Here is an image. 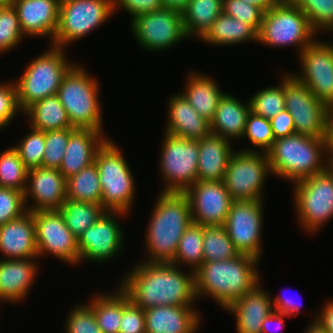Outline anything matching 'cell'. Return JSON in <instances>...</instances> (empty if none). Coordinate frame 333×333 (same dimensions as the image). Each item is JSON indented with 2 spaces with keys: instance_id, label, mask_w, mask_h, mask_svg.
<instances>
[{
  "instance_id": "cell-1",
  "label": "cell",
  "mask_w": 333,
  "mask_h": 333,
  "mask_svg": "<svg viewBox=\"0 0 333 333\" xmlns=\"http://www.w3.org/2000/svg\"><path fill=\"white\" fill-rule=\"evenodd\" d=\"M189 272L172 263L140 262L119 288L143 310L160 305L193 306L197 300L194 271Z\"/></svg>"
},
{
  "instance_id": "cell-2",
  "label": "cell",
  "mask_w": 333,
  "mask_h": 333,
  "mask_svg": "<svg viewBox=\"0 0 333 333\" xmlns=\"http://www.w3.org/2000/svg\"><path fill=\"white\" fill-rule=\"evenodd\" d=\"M192 223L189 199L184 192L161 191L145 237L149 263H171L178 243Z\"/></svg>"
},
{
  "instance_id": "cell-3",
  "label": "cell",
  "mask_w": 333,
  "mask_h": 333,
  "mask_svg": "<svg viewBox=\"0 0 333 333\" xmlns=\"http://www.w3.org/2000/svg\"><path fill=\"white\" fill-rule=\"evenodd\" d=\"M259 259L249 255L222 261H204L194 272L196 298L212 297L226 309L260 283Z\"/></svg>"
},
{
  "instance_id": "cell-4",
  "label": "cell",
  "mask_w": 333,
  "mask_h": 333,
  "mask_svg": "<svg viewBox=\"0 0 333 333\" xmlns=\"http://www.w3.org/2000/svg\"><path fill=\"white\" fill-rule=\"evenodd\" d=\"M266 154L272 174L293 183L328 168L329 156L323 138L294 133L274 140Z\"/></svg>"
},
{
  "instance_id": "cell-5",
  "label": "cell",
  "mask_w": 333,
  "mask_h": 333,
  "mask_svg": "<svg viewBox=\"0 0 333 333\" xmlns=\"http://www.w3.org/2000/svg\"><path fill=\"white\" fill-rule=\"evenodd\" d=\"M99 85L80 65L74 64L64 75L57 96L73 128L103 132Z\"/></svg>"
},
{
  "instance_id": "cell-6",
  "label": "cell",
  "mask_w": 333,
  "mask_h": 333,
  "mask_svg": "<svg viewBox=\"0 0 333 333\" xmlns=\"http://www.w3.org/2000/svg\"><path fill=\"white\" fill-rule=\"evenodd\" d=\"M64 50L51 45L48 51L32 59L22 76L15 81L17 103L22 113L33 103L57 95L64 75L73 66Z\"/></svg>"
},
{
  "instance_id": "cell-7",
  "label": "cell",
  "mask_w": 333,
  "mask_h": 333,
  "mask_svg": "<svg viewBox=\"0 0 333 333\" xmlns=\"http://www.w3.org/2000/svg\"><path fill=\"white\" fill-rule=\"evenodd\" d=\"M102 187L101 204L107 211L127 213L135 196V182L119 147L107 139L97 150L94 160Z\"/></svg>"
},
{
  "instance_id": "cell-8",
  "label": "cell",
  "mask_w": 333,
  "mask_h": 333,
  "mask_svg": "<svg viewBox=\"0 0 333 333\" xmlns=\"http://www.w3.org/2000/svg\"><path fill=\"white\" fill-rule=\"evenodd\" d=\"M315 35L306 14L294 3L283 0L264 13L258 42L273 47L297 44L300 54L316 39Z\"/></svg>"
},
{
  "instance_id": "cell-9",
  "label": "cell",
  "mask_w": 333,
  "mask_h": 333,
  "mask_svg": "<svg viewBox=\"0 0 333 333\" xmlns=\"http://www.w3.org/2000/svg\"><path fill=\"white\" fill-rule=\"evenodd\" d=\"M114 13L113 0H60L52 45L66 48L103 25Z\"/></svg>"
},
{
  "instance_id": "cell-10",
  "label": "cell",
  "mask_w": 333,
  "mask_h": 333,
  "mask_svg": "<svg viewBox=\"0 0 333 333\" xmlns=\"http://www.w3.org/2000/svg\"><path fill=\"white\" fill-rule=\"evenodd\" d=\"M293 184L297 218L306 232L314 234L333 218V173L327 168Z\"/></svg>"
},
{
  "instance_id": "cell-11",
  "label": "cell",
  "mask_w": 333,
  "mask_h": 333,
  "mask_svg": "<svg viewBox=\"0 0 333 333\" xmlns=\"http://www.w3.org/2000/svg\"><path fill=\"white\" fill-rule=\"evenodd\" d=\"M268 173L272 174L265 152L241 149L231 155L223 183L234 201H256L263 199Z\"/></svg>"
},
{
  "instance_id": "cell-12",
  "label": "cell",
  "mask_w": 333,
  "mask_h": 333,
  "mask_svg": "<svg viewBox=\"0 0 333 333\" xmlns=\"http://www.w3.org/2000/svg\"><path fill=\"white\" fill-rule=\"evenodd\" d=\"M161 150V191L184 192L197 181L199 141L165 133Z\"/></svg>"
},
{
  "instance_id": "cell-13",
  "label": "cell",
  "mask_w": 333,
  "mask_h": 333,
  "mask_svg": "<svg viewBox=\"0 0 333 333\" xmlns=\"http://www.w3.org/2000/svg\"><path fill=\"white\" fill-rule=\"evenodd\" d=\"M284 94L285 109L294 120L295 132L325 139L329 107L291 74L284 75Z\"/></svg>"
},
{
  "instance_id": "cell-14",
  "label": "cell",
  "mask_w": 333,
  "mask_h": 333,
  "mask_svg": "<svg viewBox=\"0 0 333 333\" xmlns=\"http://www.w3.org/2000/svg\"><path fill=\"white\" fill-rule=\"evenodd\" d=\"M131 30L143 49L155 52L171 48L188 38L181 12L167 7L136 15L131 20Z\"/></svg>"
},
{
  "instance_id": "cell-15",
  "label": "cell",
  "mask_w": 333,
  "mask_h": 333,
  "mask_svg": "<svg viewBox=\"0 0 333 333\" xmlns=\"http://www.w3.org/2000/svg\"><path fill=\"white\" fill-rule=\"evenodd\" d=\"M263 199L256 201H233L224 227L240 254L260 260L261 233L263 226Z\"/></svg>"
},
{
  "instance_id": "cell-16",
  "label": "cell",
  "mask_w": 333,
  "mask_h": 333,
  "mask_svg": "<svg viewBox=\"0 0 333 333\" xmlns=\"http://www.w3.org/2000/svg\"><path fill=\"white\" fill-rule=\"evenodd\" d=\"M302 73L291 74L304 84L316 98L333 107V46L329 42L314 40L299 54Z\"/></svg>"
},
{
  "instance_id": "cell-17",
  "label": "cell",
  "mask_w": 333,
  "mask_h": 333,
  "mask_svg": "<svg viewBox=\"0 0 333 333\" xmlns=\"http://www.w3.org/2000/svg\"><path fill=\"white\" fill-rule=\"evenodd\" d=\"M38 256L51 253L69 264L79 263L78 239L67 227L59 210L33 212Z\"/></svg>"
},
{
  "instance_id": "cell-18",
  "label": "cell",
  "mask_w": 333,
  "mask_h": 333,
  "mask_svg": "<svg viewBox=\"0 0 333 333\" xmlns=\"http://www.w3.org/2000/svg\"><path fill=\"white\" fill-rule=\"evenodd\" d=\"M126 214L128 213L106 211L77 238L79 263L85 259L92 260L91 262H106L121 252L124 246V233L116 219H118V215Z\"/></svg>"
},
{
  "instance_id": "cell-19",
  "label": "cell",
  "mask_w": 333,
  "mask_h": 333,
  "mask_svg": "<svg viewBox=\"0 0 333 333\" xmlns=\"http://www.w3.org/2000/svg\"><path fill=\"white\" fill-rule=\"evenodd\" d=\"M184 193L189 199L192 223L224 225L233 199L223 181H196Z\"/></svg>"
},
{
  "instance_id": "cell-20",
  "label": "cell",
  "mask_w": 333,
  "mask_h": 333,
  "mask_svg": "<svg viewBox=\"0 0 333 333\" xmlns=\"http://www.w3.org/2000/svg\"><path fill=\"white\" fill-rule=\"evenodd\" d=\"M33 198L32 206L27 204ZM67 199L66 179L55 168H31L27 172L24 202L27 211L59 210Z\"/></svg>"
},
{
  "instance_id": "cell-21",
  "label": "cell",
  "mask_w": 333,
  "mask_h": 333,
  "mask_svg": "<svg viewBox=\"0 0 333 333\" xmlns=\"http://www.w3.org/2000/svg\"><path fill=\"white\" fill-rule=\"evenodd\" d=\"M60 0H15L19 24L24 37L46 36L52 41L58 26Z\"/></svg>"
},
{
  "instance_id": "cell-22",
  "label": "cell",
  "mask_w": 333,
  "mask_h": 333,
  "mask_svg": "<svg viewBox=\"0 0 333 333\" xmlns=\"http://www.w3.org/2000/svg\"><path fill=\"white\" fill-rule=\"evenodd\" d=\"M0 252L4 259L38 258L33 212L0 226Z\"/></svg>"
},
{
  "instance_id": "cell-23",
  "label": "cell",
  "mask_w": 333,
  "mask_h": 333,
  "mask_svg": "<svg viewBox=\"0 0 333 333\" xmlns=\"http://www.w3.org/2000/svg\"><path fill=\"white\" fill-rule=\"evenodd\" d=\"M194 306L160 305L144 310L146 333H196L200 316Z\"/></svg>"
},
{
  "instance_id": "cell-24",
  "label": "cell",
  "mask_w": 333,
  "mask_h": 333,
  "mask_svg": "<svg viewBox=\"0 0 333 333\" xmlns=\"http://www.w3.org/2000/svg\"><path fill=\"white\" fill-rule=\"evenodd\" d=\"M258 283L226 310L236 318L237 333H261L263 320L274 311L272 297Z\"/></svg>"
},
{
  "instance_id": "cell-25",
  "label": "cell",
  "mask_w": 333,
  "mask_h": 333,
  "mask_svg": "<svg viewBox=\"0 0 333 333\" xmlns=\"http://www.w3.org/2000/svg\"><path fill=\"white\" fill-rule=\"evenodd\" d=\"M108 138L94 129H75L69 136L59 171L68 179L95 160L97 150Z\"/></svg>"
},
{
  "instance_id": "cell-26",
  "label": "cell",
  "mask_w": 333,
  "mask_h": 333,
  "mask_svg": "<svg viewBox=\"0 0 333 333\" xmlns=\"http://www.w3.org/2000/svg\"><path fill=\"white\" fill-rule=\"evenodd\" d=\"M165 133L188 140H201L211 134L210 122L201 117L181 94L168 100V121Z\"/></svg>"
},
{
  "instance_id": "cell-27",
  "label": "cell",
  "mask_w": 333,
  "mask_h": 333,
  "mask_svg": "<svg viewBox=\"0 0 333 333\" xmlns=\"http://www.w3.org/2000/svg\"><path fill=\"white\" fill-rule=\"evenodd\" d=\"M33 259H0L1 301L16 303L26 298L39 269Z\"/></svg>"
},
{
  "instance_id": "cell-28",
  "label": "cell",
  "mask_w": 333,
  "mask_h": 333,
  "mask_svg": "<svg viewBox=\"0 0 333 333\" xmlns=\"http://www.w3.org/2000/svg\"><path fill=\"white\" fill-rule=\"evenodd\" d=\"M230 140L210 134L199 140L197 181H223L233 154Z\"/></svg>"
},
{
  "instance_id": "cell-29",
  "label": "cell",
  "mask_w": 333,
  "mask_h": 333,
  "mask_svg": "<svg viewBox=\"0 0 333 333\" xmlns=\"http://www.w3.org/2000/svg\"><path fill=\"white\" fill-rule=\"evenodd\" d=\"M251 112L250 102H241L233 95L225 93L220 99L212 120L211 133L228 140L243 138L246 121Z\"/></svg>"
},
{
  "instance_id": "cell-30",
  "label": "cell",
  "mask_w": 333,
  "mask_h": 333,
  "mask_svg": "<svg viewBox=\"0 0 333 333\" xmlns=\"http://www.w3.org/2000/svg\"><path fill=\"white\" fill-rule=\"evenodd\" d=\"M185 86L186 90L181 94L201 117L210 122L225 92L210 76L192 71Z\"/></svg>"
},
{
  "instance_id": "cell-31",
  "label": "cell",
  "mask_w": 333,
  "mask_h": 333,
  "mask_svg": "<svg viewBox=\"0 0 333 333\" xmlns=\"http://www.w3.org/2000/svg\"><path fill=\"white\" fill-rule=\"evenodd\" d=\"M30 127L43 132L73 128L67 111L57 95L46 97L30 105L24 112Z\"/></svg>"
},
{
  "instance_id": "cell-32",
  "label": "cell",
  "mask_w": 333,
  "mask_h": 333,
  "mask_svg": "<svg viewBox=\"0 0 333 333\" xmlns=\"http://www.w3.org/2000/svg\"><path fill=\"white\" fill-rule=\"evenodd\" d=\"M223 12V0H190L181 12L187 37L202 39Z\"/></svg>"
},
{
  "instance_id": "cell-33",
  "label": "cell",
  "mask_w": 333,
  "mask_h": 333,
  "mask_svg": "<svg viewBox=\"0 0 333 333\" xmlns=\"http://www.w3.org/2000/svg\"><path fill=\"white\" fill-rule=\"evenodd\" d=\"M205 43L213 45H234L247 41L258 43V32L249 24L224 14L214 21L211 29L202 38Z\"/></svg>"
},
{
  "instance_id": "cell-34",
  "label": "cell",
  "mask_w": 333,
  "mask_h": 333,
  "mask_svg": "<svg viewBox=\"0 0 333 333\" xmlns=\"http://www.w3.org/2000/svg\"><path fill=\"white\" fill-rule=\"evenodd\" d=\"M113 294H98L87 304L94 312L103 333H119L120 321L125 308V293L118 287Z\"/></svg>"
},
{
  "instance_id": "cell-35",
  "label": "cell",
  "mask_w": 333,
  "mask_h": 333,
  "mask_svg": "<svg viewBox=\"0 0 333 333\" xmlns=\"http://www.w3.org/2000/svg\"><path fill=\"white\" fill-rule=\"evenodd\" d=\"M66 188L69 200L101 204L102 187L95 162L66 179Z\"/></svg>"
},
{
  "instance_id": "cell-36",
  "label": "cell",
  "mask_w": 333,
  "mask_h": 333,
  "mask_svg": "<svg viewBox=\"0 0 333 333\" xmlns=\"http://www.w3.org/2000/svg\"><path fill=\"white\" fill-rule=\"evenodd\" d=\"M59 211L62 213L67 227L78 238L107 210L102 204L66 199Z\"/></svg>"
},
{
  "instance_id": "cell-37",
  "label": "cell",
  "mask_w": 333,
  "mask_h": 333,
  "mask_svg": "<svg viewBox=\"0 0 333 333\" xmlns=\"http://www.w3.org/2000/svg\"><path fill=\"white\" fill-rule=\"evenodd\" d=\"M203 235L204 226L191 223L181 237L171 263L178 267L189 265L190 271L195 272L204 262Z\"/></svg>"
},
{
  "instance_id": "cell-38",
  "label": "cell",
  "mask_w": 333,
  "mask_h": 333,
  "mask_svg": "<svg viewBox=\"0 0 333 333\" xmlns=\"http://www.w3.org/2000/svg\"><path fill=\"white\" fill-rule=\"evenodd\" d=\"M239 255L224 225L204 226V261L229 260Z\"/></svg>"
},
{
  "instance_id": "cell-39",
  "label": "cell",
  "mask_w": 333,
  "mask_h": 333,
  "mask_svg": "<svg viewBox=\"0 0 333 333\" xmlns=\"http://www.w3.org/2000/svg\"><path fill=\"white\" fill-rule=\"evenodd\" d=\"M28 169L12 146L0 153V187L25 192Z\"/></svg>"
},
{
  "instance_id": "cell-40",
  "label": "cell",
  "mask_w": 333,
  "mask_h": 333,
  "mask_svg": "<svg viewBox=\"0 0 333 333\" xmlns=\"http://www.w3.org/2000/svg\"><path fill=\"white\" fill-rule=\"evenodd\" d=\"M279 85L267 87L249 99L251 111L268 120L285 110L284 76Z\"/></svg>"
},
{
  "instance_id": "cell-41",
  "label": "cell",
  "mask_w": 333,
  "mask_h": 333,
  "mask_svg": "<svg viewBox=\"0 0 333 333\" xmlns=\"http://www.w3.org/2000/svg\"><path fill=\"white\" fill-rule=\"evenodd\" d=\"M307 16L315 33L333 32V0H289ZM321 30V31H320Z\"/></svg>"
},
{
  "instance_id": "cell-42",
  "label": "cell",
  "mask_w": 333,
  "mask_h": 333,
  "mask_svg": "<svg viewBox=\"0 0 333 333\" xmlns=\"http://www.w3.org/2000/svg\"><path fill=\"white\" fill-rule=\"evenodd\" d=\"M30 129V133L20 141L19 145L13 146L28 170L42 166L45 150V132Z\"/></svg>"
},
{
  "instance_id": "cell-43",
  "label": "cell",
  "mask_w": 333,
  "mask_h": 333,
  "mask_svg": "<svg viewBox=\"0 0 333 333\" xmlns=\"http://www.w3.org/2000/svg\"><path fill=\"white\" fill-rule=\"evenodd\" d=\"M75 128L51 130L45 132V150L42 167L59 169L70 134Z\"/></svg>"
},
{
  "instance_id": "cell-44",
  "label": "cell",
  "mask_w": 333,
  "mask_h": 333,
  "mask_svg": "<svg viewBox=\"0 0 333 333\" xmlns=\"http://www.w3.org/2000/svg\"><path fill=\"white\" fill-rule=\"evenodd\" d=\"M23 36L15 7H0V53L16 47Z\"/></svg>"
},
{
  "instance_id": "cell-45",
  "label": "cell",
  "mask_w": 333,
  "mask_h": 333,
  "mask_svg": "<svg viewBox=\"0 0 333 333\" xmlns=\"http://www.w3.org/2000/svg\"><path fill=\"white\" fill-rule=\"evenodd\" d=\"M247 137L260 152H267L275 140L270 120L253 113H249L243 137Z\"/></svg>"
},
{
  "instance_id": "cell-46",
  "label": "cell",
  "mask_w": 333,
  "mask_h": 333,
  "mask_svg": "<svg viewBox=\"0 0 333 333\" xmlns=\"http://www.w3.org/2000/svg\"><path fill=\"white\" fill-rule=\"evenodd\" d=\"M223 13L251 25L258 32L265 11L256 5L241 0H223Z\"/></svg>"
},
{
  "instance_id": "cell-47",
  "label": "cell",
  "mask_w": 333,
  "mask_h": 333,
  "mask_svg": "<svg viewBox=\"0 0 333 333\" xmlns=\"http://www.w3.org/2000/svg\"><path fill=\"white\" fill-rule=\"evenodd\" d=\"M67 318L65 333H103L93 310L86 303L75 306Z\"/></svg>"
},
{
  "instance_id": "cell-48",
  "label": "cell",
  "mask_w": 333,
  "mask_h": 333,
  "mask_svg": "<svg viewBox=\"0 0 333 333\" xmlns=\"http://www.w3.org/2000/svg\"><path fill=\"white\" fill-rule=\"evenodd\" d=\"M26 212L23 191L0 187V226Z\"/></svg>"
},
{
  "instance_id": "cell-49",
  "label": "cell",
  "mask_w": 333,
  "mask_h": 333,
  "mask_svg": "<svg viewBox=\"0 0 333 333\" xmlns=\"http://www.w3.org/2000/svg\"><path fill=\"white\" fill-rule=\"evenodd\" d=\"M19 111L16 83H0V129L8 126Z\"/></svg>"
},
{
  "instance_id": "cell-50",
  "label": "cell",
  "mask_w": 333,
  "mask_h": 333,
  "mask_svg": "<svg viewBox=\"0 0 333 333\" xmlns=\"http://www.w3.org/2000/svg\"><path fill=\"white\" fill-rule=\"evenodd\" d=\"M119 333H146L144 310L132 303L125 294V308Z\"/></svg>"
},
{
  "instance_id": "cell-51",
  "label": "cell",
  "mask_w": 333,
  "mask_h": 333,
  "mask_svg": "<svg viewBox=\"0 0 333 333\" xmlns=\"http://www.w3.org/2000/svg\"><path fill=\"white\" fill-rule=\"evenodd\" d=\"M114 13L121 7L132 16L150 13L163 7L162 0H113ZM118 7V8H117Z\"/></svg>"
},
{
  "instance_id": "cell-52",
  "label": "cell",
  "mask_w": 333,
  "mask_h": 333,
  "mask_svg": "<svg viewBox=\"0 0 333 333\" xmlns=\"http://www.w3.org/2000/svg\"><path fill=\"white\" fill-rule=\"evenodd\" d=\"M270 122L275 140L296 133L294 120L286 109L270 119Z\"/></svg>"
},
{
  "instance_id": "cell-53",
  "label": "cell",
  "mask_w": 333,
  "mask_h": 333,
  "mask_svg": "<svg viewBox=\"0 0 333 333\" xmlns=\"http://www.w3.org/2000/svg\"><path fill=\"white\" fill-rule=\"evenodd\" d=\"M273 308L275 311L282 312L288 315V317H293L299 315V310L302 304H296L290 297L277 295L276 298L272 299Z\"/></svg>"
},
{
  "instance_id": "cell-54",
  "label": "cell",
  "mask_w": 333,
  "mask_h": 333,
  "mask_svg": "<svg viewBox=\"0 0 333 333\" xmlns=\"http://www.w3.org/2000/svg\"><path fill=\"white\" fill-rule=\"evenodd\" d=\"M316 311V320L320 323V325L325 329L327 333H333V299L327 300L323 309L320 311Z\"/></svg>"
},
{
  "instance_id": "cell-55",
  "label": "cell",
  "mask_w": 333,
  "mask_h": 333,
  "mask_svg": "<svg viewBox=\"0 0 333 333\" xmlns=\"http://www.w3.org/2000/svg\"><path fill=\"white\" fill-rule=\"evenodd\" d=\"M284 316H288L286 314H283L282 312H278V311H272L262 322V328H261V333H272V331L270 332V330H272L271 326L272 323H276L275 326H277L276 328L273 327V329L276 330H282L284 325H285V321L283 319Z\"/></svg>"
},
{
  "instance_id": "cell-56",
  "label": "cell",
  "mask_w": 333,
  "mask_h": 333,
  "mask_svg": "<svg viewBox=\"0 0 333 333\" xmlns=\"http://www.w3.org/2000/svg\"><path fill=\"white\" fill-rule=\"evenodd\" d=\"M325 142L328 156H333V107H330L327 114Z\"/></svg>"
},
{
  "instance_id": "cell-57",
  "label": "cell",
  "mask_w": 333,
  "mask_h": 333,
  "mask_svg": "<svg viewBox=\"0 0 333 333\" xmlns=\"http://www.w3.org/2000/svg\"><path fill=\"white\" fill-rule=\"evenodd\" d=\"M246 3H250L262 8L265 12L277 4L281 3L283 0H241Z\"/></svg>"
},
{
  "instance_id": "cell-58",
  "label": "cell",
  "mask_w": 333,
  "mask_h": 333,
  "mask_svg": "<svg viewBox=\"0 0 333 333\" xmlns=\"http://www.w3.org/2000/svg\"><path fill=\"white\" fill-rule=\"evenodd\" d=\"M190 0H162L163 7L175 9L176 11L182 12L189 4Z\"/></svg>"
},
{
  "instance_id": "cell-59",
  "label": "cell",
  "mask_w": 333,
  "mask_h": 333,
  "mask_svg": "<svg viewBox=\"0 0 333 333\" xmlns=\"http://www.w3.org/2000/svg\"><path fill=\"white\" fill-rule=\"evenodd\" d=\"M314 322L310 323L309 327L307 328L304 333H327L325 329L320 325V323L314 318Z\"/></svg>"
},
{
  "instance_id": "cell-60",
  "label": "cell",
  "mask_w": 333,
  "mask_h": 333,
  "mask_svg": "<svg viewBox=\"0 0 333 333\" xmlns=\"http://www.w3.org/2000/svg\"><path fill=\"white\" fill-rule=\"evenodd\" d=\"M15 0H0V7L12 6Z\"/></svg>"
},
{
  "instance_id": "cell-61",
  "label": "cell",
  "mask_w": 333,
  "mask_h": 333,
  "mask_svg": "<svg viewBox=\"0 0 333 333\" xmlns=\"http://www.w3.org/2000/svg\"><path fill=\"white\" fill-rule=\"evenodd\" d=\"M328 168L333 173V156H329L328 158Z\"/></svg>"
}]
</instances>
